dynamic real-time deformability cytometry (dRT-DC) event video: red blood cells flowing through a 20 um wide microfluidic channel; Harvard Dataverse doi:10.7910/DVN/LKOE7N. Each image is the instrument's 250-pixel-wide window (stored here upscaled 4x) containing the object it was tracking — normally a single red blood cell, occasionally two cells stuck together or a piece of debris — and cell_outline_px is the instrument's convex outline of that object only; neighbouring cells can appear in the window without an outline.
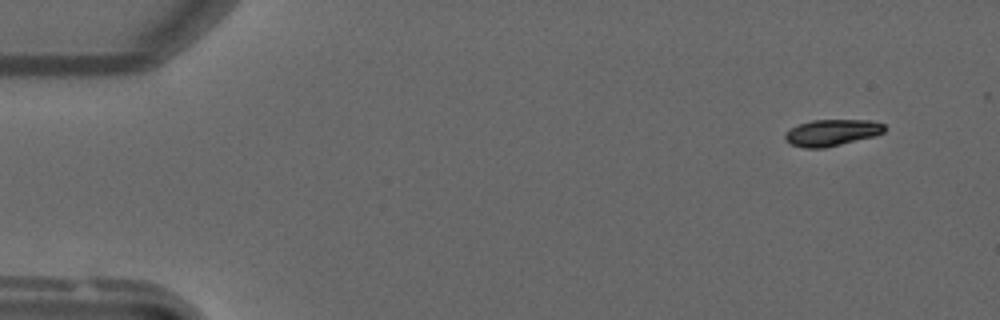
{"species": "common noctule bat (a hibernating species)", "species_latin": "Nyctalus noctula", "temperature_condition": "warm", "stored_images_in_passage": 47, "camera_frame_rate_fps": 3000, "um_per_image_px": 0.085, "animal": {"sex": "male", "forearm_length_mm": 52.5}, "frame": {"image": 1, "passage_image": 1, "time_ms": 0.0, "image_size_px": [1000, 320], "cell_outline_px": [[884, 132], [876, 136], [824, 148], [804, 148], [792, 144], [784, 140], [784, 132], [800, 124], [812, 120], [872, 120], [884, 124]], "centroid_in_image_um": [70.71, 11.27], "position_along_channel_um": 14.3, "area_um2": 15.37}}
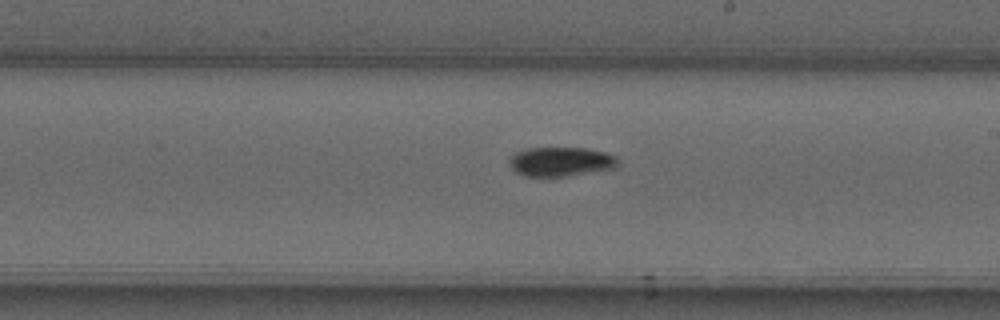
{"frame": {"image": 2, "passage_image": 26, "time_ms": 8.333, "image_size_px": [1000, 320], "cell_outline_px": [[620, 168], [564, 176], [524, 176], [516, 172], [508, 164], [508, 160], [516, 152], [528, 148], [584, 148], [604, 152], [616, 156], [620, 160]], "centroid_in_image_um": [47.72, 13.74], "position_along_channel_um": 241.3, "area_um2": 18.73}}
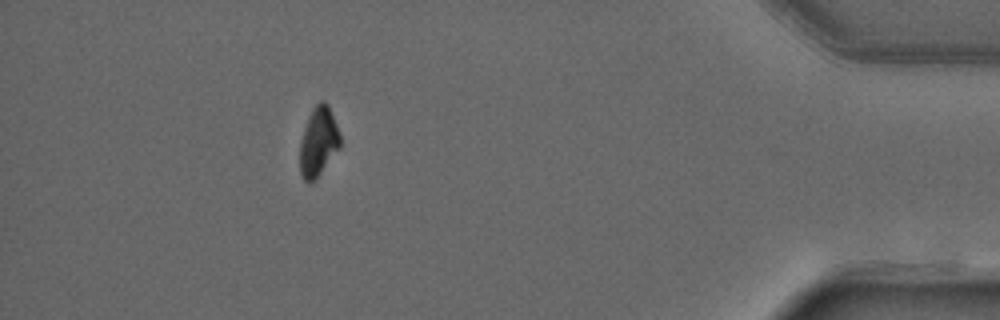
{"frame": {"image": 3, "passage_image": 42, "time_ms": 13.667, "image_size_px": [1000, 320], "cell_outline_px": [[340, 148], [320, 172], [308, 184], [300, 176], [300, 140], [308, 116], [312, 108], [320, 100], [324, 100], [328, 104], [336, 124], [340, 136]], "centroid_in_image_um": [27.05, 12.01], "position_along_channel_um": 408.2, "area_um2": 16.13}}